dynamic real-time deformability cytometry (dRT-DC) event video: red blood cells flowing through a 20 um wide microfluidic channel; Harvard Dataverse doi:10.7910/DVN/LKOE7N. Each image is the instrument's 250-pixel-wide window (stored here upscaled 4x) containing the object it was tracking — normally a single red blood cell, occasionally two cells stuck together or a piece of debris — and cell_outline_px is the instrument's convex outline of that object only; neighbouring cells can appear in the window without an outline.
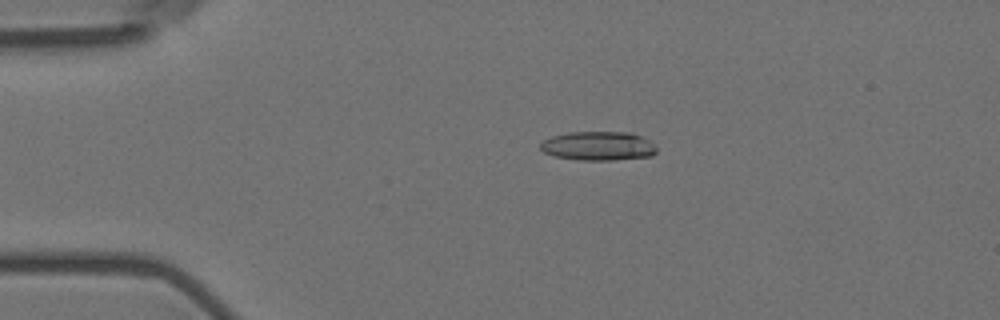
{"species": "Egyptian fruit bat (a non-hibernating species)", "species_latin": "Rousettus aegyptiacus", "temperature_condition": "room temperature", "stored_images_in_passage": 57, "camera_frame_rate_fps": 3000, "um_per_image_px": 0.085, "animal": {"sex": "female"}, "frame": {"image": 1, "passage_image": 12, "time_ms": 3.667, "image_size_px": [1000, 320], "cell_outline_px": [[656, 152], [652, 156], [612, 160], [576, 160], [556, 156], [544, 152], [540, 148], [540, 144], [544, 140], [552, 136], [568, 132], [632, 132], [648, 140], [656, 148]], "centroid_in_image_um": [50.84, 12.4], "position_along_channel_um": 34.2, "area_um2": 19.59}}
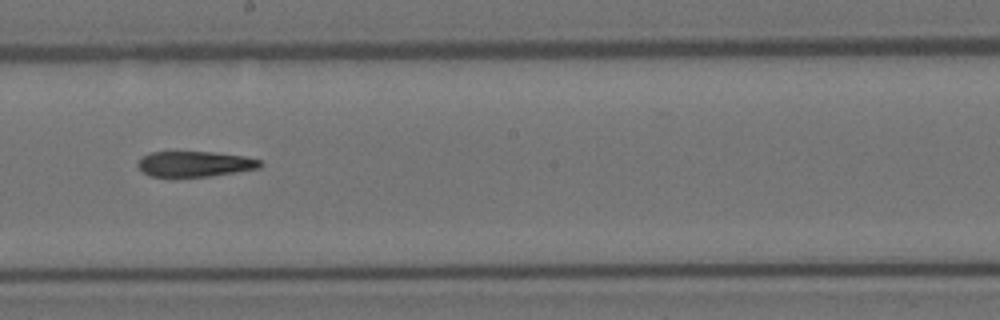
{"frame": {"image": 2, "passage_image": 32, "time_ms": 10.333, "image_size_px": [1000, 320], "cell_outline_px": [[264, 164], [260, 168], [208, 176], [152, 176], [144, 172], [136, 164], [140, 156], [148, 152], [212, 152], [244, 156], [260, 160]], "centroid_in_image_um": [16.54, 13.92], "position_along_channel_um": 231.7, "area_um2": 18.03}}
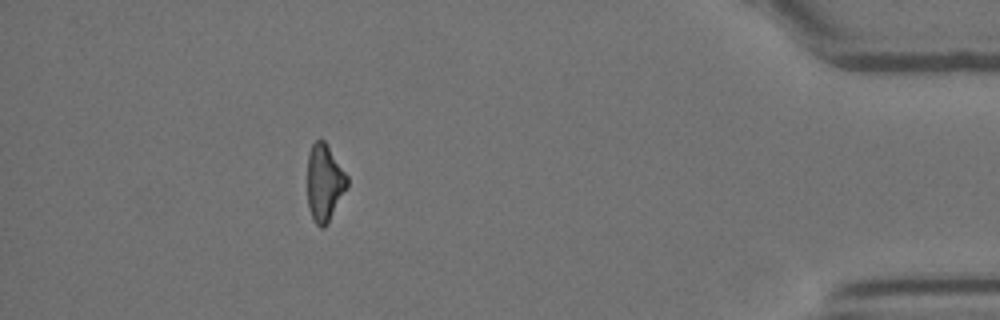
{"frame": {"image": 3, "passage_image": 51, "time_ms": 16.667, "image_size_px": [1000, 320], "cell_outline_px": [[348, 188], [328, 224], [324, 228], [320, 228], [316, 224], [312, 216], [308, 204], [308, 152], [312, 144], [320, 136], [324, 140], [348, 176]], "centroid_in_image_um": [27.6, 15.53], "position_along_channel_um": 407.6, "area_um2": 18.09}}